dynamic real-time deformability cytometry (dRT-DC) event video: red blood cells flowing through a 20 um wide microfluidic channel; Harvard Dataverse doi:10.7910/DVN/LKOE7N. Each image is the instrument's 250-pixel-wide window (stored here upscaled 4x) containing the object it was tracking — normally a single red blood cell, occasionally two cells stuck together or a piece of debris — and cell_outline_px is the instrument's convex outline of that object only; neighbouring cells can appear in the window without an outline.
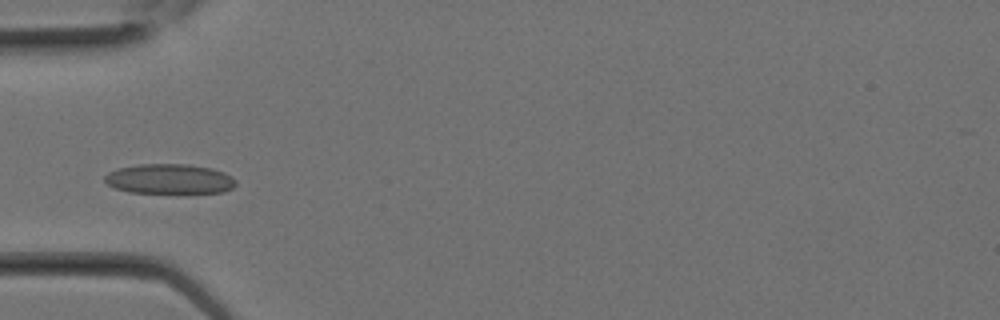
{"species": "Egyptian fruit bat (a non-hibernating species)", "species_latin": "Rousettus aegyptiacus", "temperature_condition": "room temperature", "stored_images_in_passage": 9, "camera_frame_rate_fps": 3000, "um_per_image_px": 0.085, "animal": {"sex": "female"}, "frame": {"image": 1, "passage_image": 8, "time_ms": 2.333, "image_size_px": [1000, 320], "cell_outline_px": [[236, 184], [232, 188], [224, 192], [128, 192], [116, 188], [108, 184], [104, 180], [104, 176], [108, 172], [116, 168], [140, 164], [188, 164], [212, 168], [224, 172], [232, 176], [236, 180]], "centroid_in_image_um": [14.4, 15.19], "position_along_channel_um": 70.6, "area_um2": 22.77}}